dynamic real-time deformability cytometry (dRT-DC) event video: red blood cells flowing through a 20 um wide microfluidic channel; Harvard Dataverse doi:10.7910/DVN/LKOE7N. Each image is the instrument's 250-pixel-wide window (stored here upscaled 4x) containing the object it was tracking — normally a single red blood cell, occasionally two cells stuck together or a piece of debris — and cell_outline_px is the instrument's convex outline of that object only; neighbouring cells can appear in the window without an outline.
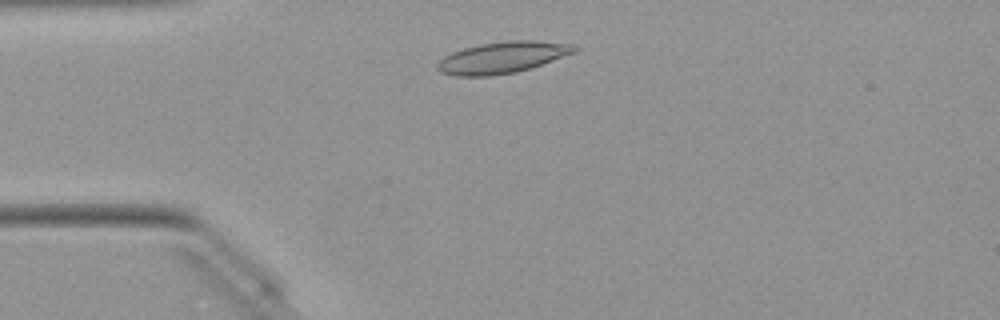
{"species": "Egyptian fruit bat (a non-hibernating species)", "species_latin": "Rousettus aegyptiacus", "temperature_condition": "warm", "stored_images_in_passage": 43, "camera_frame_rate_fps": 3000, "um_per_image_px": 0.085, "animal": {"sex": "female"}, "frame": {"image": 1, "passage_image": 5, "time_ms": 1.333, "image_size_px": [1000, 320], "cell_outline_px": [[580, 48], [576, 52], [516, 72], [492, 76], [456, 76], [440, 72], [436, 68], [436, 64], [444, 56], [452, 52], [464, 48], [480, 44], [512, 40], [532, 40], [572, 44]], "centroid_in_image_um": [42.68, 4.88], "position_along_channel_um": 42.3, "area_um2": 24.97}}
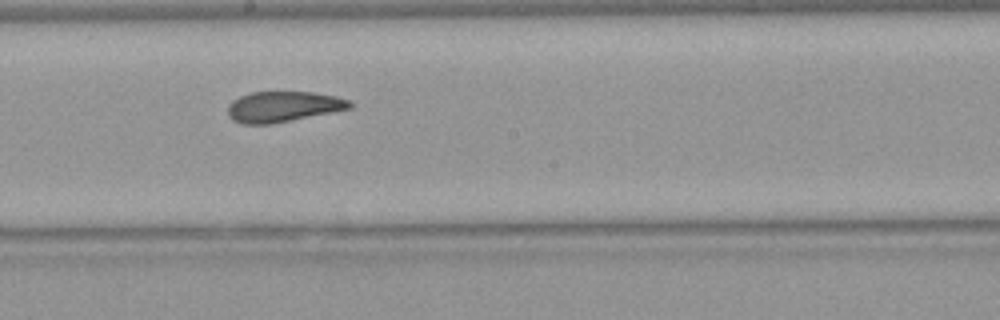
{"frame": {"image": 2, "passage_image": 20, "time_ms": 6.333, "image_size_px": [1000, 320], "cell_outline_px": [[352, 108], [272, 124], [240, 124], [232, 120], [228, 116], [228, 104], [232, 100], [240, 96], [252, 92], [312, 92], [336, 96], [352, 100]], "centroid_in_image_um": [24.05, 9.07], "position_along_channel_um": 224.1, "area_um2": 21.91}}
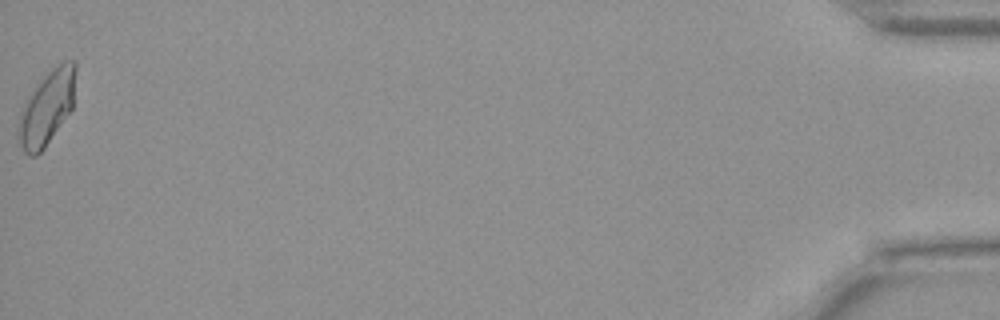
{"frame": {"image": 3, "passage_image": 43, "time_ms": 14.0, "image_size_px": [1000, 320], "cell_outline_px": [[76, 72], [72, 108], [44, 148], [36, 156], [28, 156], [24, 152], [16, 140], [16, 128], [20, 112], [24, 100], [44, 72], [64, 60], [76, 60]], "centroid_in_image_um": [3.93, 9.13], "position_along_channel_um": 431.3, "area_um2": 25.49}, "authors_computed_cell_mechanics": {"area_um2": 22.7732, "velocity_mm_per_s": 4.0579, "shape_relaxation_time_tau1_ms": null, "shape_relaxation_time_tau2_ms": 2.1612, "deformation_change_tau1": null, "deformation_change_tau2": 0.0842}}